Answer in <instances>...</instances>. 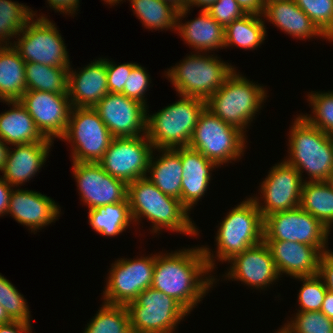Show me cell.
<instances>
[{"instance_id": "cell-1", "label": "cell", "mask_w": 333, "mask_h": 333, "mask_svg": "<svg viewBox=\"0 0 333 333\" xmlns=\"http://www.w3.org/2000/svg\"><path fill=\"white\" fill-rule=\"evenodd\" d=\"M160 253L155 254L151 287L173 297L190 313L219 280L210 274L200 246Z\"/></svg>"}, {"instance_id": "cell-2", "label": "cell", "mask_w": 333, "mask_h": 333, "mask_svg": "<svg viewBox=\"0 0 333 333\" xmlns=\"http://www.w3.org/2000/svg\"><path fill=\"white\" fill-rule=\"evenodd\" d=\"M127 198L133 222L138 224L141 218H147L153 225L152 233L167 229L189 236L199 234L190 211L180 200L161 192L147 177L128 184Z\"/></svg>"}, {"instance_id": "cell-3", "label": "cell", "mask_w": 333, "mask_h": 333, "mask_svg": "<svg viewBox=\"0 0 333 333\" xmlns=\"http://www.w3.org/2000/svg\"><path fill=\"white\" fill-rule=\"evenodd\" d=\"M216 233V256L207 246H201L209 268L215 269V259L227 262L237 254L263 242L264 218L250 197L227 213Z\"/></svg>"}, {"instance_id": "cell-4", "label": "cell", "mask_w": 333, "mask_h": 333, "mask_svg": "<svg viewBox=\"0 0 333 333\" xmlns=\"http://www.w3.org/2000/svg\"><path fill=\"white\" fill-rule=\"evenodd\" d=\"M290 127L287 163L295 167L309 182L329 181L333 173V141L331 135L310 125L297 115Z\"/></svg>"}, {"instance_id": "cell-5", "label": "cell", "mask_w": 333, "mask_h": 333, "mask_svg": "<svg viewBox=\"0 0 333 333\" xmlns=\"http://www.w3.org/2000/svg\"><path fill=\"white\" fill-rule=\"evenodd\" d=\"M236 71L234 68L220 89L206 100V108L246 135V128L267 99V91Z\"/></svg>"}, {"instance_id": "cell-6", "label": "cell", "mask_w": 333, "mask_h": 333, "mask_svg": "<svg viewBox=\"0 0 333 333\" xmlns=\"http://www.w3.org/2000/svg\"><path fill=\"white\" fill-rule=\"evenodd\" d=\"M173 104L153 115L146 110V137L155 149L188 147L198 118L206 108V101L196 97L181 96Z\"/></svg>"}, {"instance_id": "cell-7", "label": "cell", "mask_w": 333, "mask_h": 333, "mask_svg": "<svg viewBox=\"0 0 333 333\" xmlns=\"http://www.w3.org/2000/svg\"><path fill=\"white\" fill-rule=\"evenodd\" d=\"M214 54L195 52L165 71L178 95L207 100L220 89L234 66Z\"/></svg>"}, {"instance_id": "cell-8", "label": "cell", "mask_w": 333, "mask_h": 333, "mask_svg": "<svg viewBox=\"0 0 333 333\" xmlns=\"http://www.w3.org/2000/svg\"><path fill=\"white\" fill-rule=\"evenodd\" d=\"M246 137L238 128L225 123L205 108L188 147L221 166L241 159L248 142Z\"/></svg>"}, {"instance_id": "cell-9", "label": "cell", "mask_w": 333, "mask_h": 333, "mask_svg": "<svg viewBox=\"0 0 333 333\" xmlns=\"http://www.w3.org/2000/svg\"><path fill=\"white\" fill-rule=\"evenodd\" d=\"M132 333H173L190 314L177 300L152 287L126 305Z\"/></svg>"}, {"instance_id": "cell-10", "label": "cell", "mask_w": 333, "mask_h": 333, "mask_svg": "<svg viewBox=\"0 0 333 333\" xmlns=\"http://www.w3.org/2000/svg\"><path fill=\"white\" fill-rule=\"evenodd\" d=\"M34 17L16 36L13 46L25 62L45 64L53 67H70V59L62 35L45 15ZM20 36V37H19Z\"/></svg>"}, {"instance_id": "cell-11", "label": "cell", "mask_w": 333, "mask_h": 333, "mask_svg": "<svg viewBox=\"0 0 333 333\" xmlns=\"http://www.w3.org/2000/svg\"><path fill=\"white\" fill-rule=\"evenodd\" d=\"M113 137L94 108L73 107L62 141L71 143L72 162L98 163Z\"/></svg>"}, {"instance_id": "cell-12", "label": "cell", "mask_w": 333, "mask_h": 333, "mask_svg": "<svg viewBox=\"0 0 333 333\" xmlns=\"http://www.w3.org/2000/svg\"><path fill=\"white\" fill-rule=\"evenodd\" d=\"M327 228L300 207L264 217L263 241H292L328 251Z\"/></svg>"}, {"instance_id": "cell-13", "label": "cell", "mask_w": 333, "mask_h": 333, "mask_svg": "<svg viewBox=\"0 0 333 333\" xmlns=\"http://www.w3.org/2000/svg\"><path fill=\"white\" fill-rule=\"evenodd\" d=\"M154 266L155 255L120 258L112 263L103 288V303L126 306L134 301L142 291L151 287Z\"/></svg>"}, {"instance_id": "cell-14", "label": "cell", "mask_w": 333, "mask_h": 333, "mask_svg": "<svg viewBox=\"0 0 333 333\" xmlns=\"http://www.w3.org/2000/svg\"><path fill=\"white\" fill-rule=\"evenodd\" d=\"M303 179L298 170L285 160L272 166L261 182L260 197L251 196L263 218L299 207L303 182L307 181Z\"/></svg>"}, {"instance_id": "cell-15", "label": "cell", "mask_w": 333, "mask_h": 333, "mask_svg": "<svg viewBox=\"0 0 333 333\" xmlns=\"http://www.w3.org/2000/svg\"><path fill=\"white\" fill-rule=\"evenodd\" d=\"M153 151L152 143L146 135L113 138L98 163L111 176L129 184L146 177Z\"/></svg>"}, {"instance_id": "cell-16", "label": "cell", "mask_w": 333, "mask_h": 333, "mask_svg": "<svg viewBox=\"0 0 333 333\" xmlns=\"http://www.w3.org/2000/svg\"><path fill=\"white\" fill-rule=\"evenodd\" d=\"M72 166L81 201L89 209L127 199L128 184L111 176L99 163L73 162Z\"/></svg>"}, {"instance_id": "cell-17", "label": "cell", "mask_w": 333, "mask_h": 333, "mask_svg": "<svg viewBox=\"0 0 333 333\" xmlns=\"http://www.w3.org/2000/svg\"><path fill=\"white\" fill-rule=\"evenodd\" d=\"M19 101L45 138L53 141L63 137L73 108L68 95L27 90Z\"/></svg>"}, {"instance_id": "cell-18", "label": "cell", "mask_w": 333, "mask_h": 333, "mask_svg": "<svg viewBox=\"0 0 333 333\" xmlns=\"http://www.w3.org/2000/svg\"><path fill=\"white\" fill-rule=\"evenodd\" d=\"M113 138L146 134L147 107L124 94L108 93L94 107Z\"/></svg>"}, {"instance_id": "cell-19", "label": "cell", "mask_w": 333, "mask_h": 333, "mask_svg": "<svg viewBox=\"0 0 333 333\" xmlns=\"http://www.w3.org/2000/svg\"><path fill=\"white\" fill-rule=\"evenodd\" d=\"M227 262L231 265L229 271L225 272L226 275H223L225 279L243 282L257 290L266 289L280 277L264 241L235 255Z\"/></svg>"}, {"instance_id": "cell-20", "label": "cell", "mask_w": 333, "mask_h": 333, "mask_svg": "<svg viewBox=\"0 0 333 333\" xmlns=\"http://www.w3.org/2000/svg\"><path fill=\"white\" fill-rule=\"evenodd\" d=\"M15 190V191H14ZM61 208L50 197L33 190L12 189L7 214L37 232L60 216Z\"/></svg>"}, {"instance_id": "cell-21", "label": "cell", "mask_w": 333, "mask_h": 333, "mask_svg": "<svg viewBox=\"0 0 333 333\" xmlns=\"http://www.w3.org/2000/svg\"><path fill=\"white\" fill-rule=\"evenodd\" d=\"M68 69L67 93L73 107L94 108L109 93L106 58H98L81 70Z\"/></svg>"}, {"instance_id": "cell-22", "label": "cell", "mask_w": 333, "mask_h": 333, "mask_svg": "<svg viewBox=\"0 0 333 333\" xmlns=\"http://www.w3.org/2000/svg\"><path fill=\"white\" fill-rule=\"evenodd\" d=\"M275 262L278 274L293 277L319 273L322 253L314 246L292 241H264Z\"/></svg>"}, {"instance_id": "cell-23", "label": "cell", "mask_w": 333, "mask_h": 333, "mask_svg": "<svg viewBox=\"0 0 333 333\" xmlns=\"http://www.w3.org/2000/svg\"><path fill=\"white\" fill-rule=\"evenodd\" d=\"M182 164L181 203L190 211L209 188L211 172L219 166L189 147L175 148Z\"/></svg>"}, {"instance_id": "cell-24", "label": "cell", "mask_w": 333, "mask_h": 333, "mask_svg": "<svg viewBox=\"0 0 333 333\" xmlns=\"http://www.w3.org/2000/svg\"><path fill=\"white\" fill-rule=\"evenodd\" d=\"M53 143L46 138L41 142L15 145L14 150L10 148L3 179L15 188L31 180L45 165Z\"/></svg>"}, {"instance_id": "cell-25", "label": "cell", "mask_w": 333, "mask_h": 333, "mask_svg": "<svg viewBox=\"0 0 333 333\" xmlns=\"http://www.w3.org/2000/svg\"><path fill=\"white\" fill-rule=\"evenodd\" d=\"M189 11L190 8L187 7L177 13L176 31L183 41L192 48L194 47L193 49L196 52H208L210 54L209 51L225 48L224 27L216 22L204 9H201L198 17L183 24L182 20Z\"/></svg>"}, {"instance_id": "cell-26", "label": "cell", "mask_w": 333, "mask_h": 333, "mask_svg": "<svg viewBox=\"0 0 333 333\" xmlns=\"http://www.w3.org/2000/svg\"><path fill=\"white\" fill-rule=\"evenodd\" d=\"M262 17L293 38L299 40L312 37L328 39L294 0H276L264 4Z\"/></svg>"}, {"instance_id": "cell-27", "label": "cell", "mask_w": 333, "mask_h": 333, "mask_svg": "<svg viewBox=\"0 0 333 333\" xmlns=\"http://www.w3.org/2000/svg\"><path fill=\"white\" fill-rule=\"evenodd\" d=\"M3 102L12 106L10 110L0 114V138L3 141L13 147L46 139L19 100Z\"/></svg>"}, {"instance_id": "cell-28", "label": "cell", "mask_w": 333, "mask_h": 333, "mask_svg": "<svg viewBox=\"0 0 333 333\" xmlns=\"http://www.w3.org/2000/svg\"><path fill=\"white\" fill-rule=\"evenodd\" d=\"M162 153L149 160L146 177L164 194L181 202L182 164L180 154L175 149H155Z\"/></svg>"}, {"instance_id": "cell-29", "label": "cell", "mask_w": 333, "mask_h": 333, "mask_svg": "<svg viewBox=\"0 0 333 333\" xmlns=\"http://www.w3.org/2000/svg\"><path fill=\"white\" fill-rule=\"evenodd\" d=\"M26 91L25 61L13 45L0 46V99L19 100Z\"/></svg>"}, {"instance_id": "cell-30", "label": "cell", "mask_w": 333, "mask_h": 333, "mask_svg": "<svg viewBox=\"0 0 333 333\" xmlns=\"http://www.w3.org/2000/svg\"><path fill=\"white\" fill-rule=\"evenodd\" d=\"M88 221L95 232L102 236L115 237L134 224L128 198L120 203H112L88 209Z\"/></svg>"}, {"instance_id": "cell-31", "label": "cell", "mask_w": 333, "mask_h": 333, "mask_svg": "<svg viewBox=\"0 0 333 333\" xmlns=\"http://www.w3.org/2000/svg\"><path fill=\"white\" fill-rule=\"evenodd\" d=\"M262 15L246 14L228 24L225 30V48L237 46L245 50H255L264 43L266 37L265 20Z\"/></svg>"}, {"instance_id": "cell-32", "label": "cell", "mask_w": 333, "mask_h": 333, "mask_svg": "<svg viewBox=\"0 0 333 333\" xmlns=\"http://www.w3.org/2000/svg\"><path fill=\"white\" fill-rule=\"evenodd\" d=\"M299 207L328 228L333 222V186L331 183L329 181H304Z\"/></svg>"}, {"instance_id": "cell-33", "label": "cell", "mask_w": 333, "mask_h": 333, "mask_svg": "<svg viewBox=\"0 0 333 333\" xmlns=\"http://www.w3.org/2000/svg\"><path fill=\"white\" fill-rule=\"evenodd\" d=\"M69 67H53L45 64L25 62L27 90H38L68 95Z\"/></svg>"}, {"instance_id": "cell-34", "label": "cell", "mask_w": 333, "mask_h": 333, "mask_svg": "<svg viewBox=\"0 0 333 333\" xmlns=\"http://www.w3.org/2000/svg\"><path fill=\"white\" fill-rule=\"evenodd\" d=\"M136 17L150 30L175 29L177 13L171 5L162 0H129Z\"/></svg>"}, {"instance_id": "cell-35", "label": "cell", "mask_w": 333, "mask_h": 333, "mask_svg": "<svg viewBox=\"0 0 333 333\" xmlns=\"http://www.w3.org/2000/svg\"><path fill=\"white\" fill-rule=\"evenodd\" d=\"M33 17V10L23 3L0 0V46L13 45L10 40L16 38Z\"/></svg>"}, {"instance_id": "cell-36", "label": "cell", "mask_w": 333, "mask_h": 333, "mask_svg": "<svg viewBox=\"0 0 333 333\" xmlns=\"http://www.w3.org/2000/svg\"><path fill=\"white\" fill-rule=\"evenodd\" d=\"M102 304L83 333H132L125 305Z\"/></svg>"}, {"instance_id": "cell-37", "label": "cell", "mask_w": 333, "mask_h": 333, "mask_svg": "<svg viewBox=\"0 0 333 333\" xmlns=\"http://www.w3.org/2000/svg\"><path fill=\"white\" fill-rule=\"evenodd\" d=\"M312 114H300L310 125L333 136V91H312L307 95ZM314 114V115H313Z\"/></svg>"}, {"instance_id": "cell-38", "label": "cell", "mask_w": 333, "mask_h": 333, "mask_svg": "<svg viewBox=\"0 0 333 333\" xmlns=\"http://www.w3.org/2000/svg\"><path fill=\"white\" fill-rule=\"evenodd\" d=\"M293 318L282 326L287 333H333V321L321 311H297Z\"/></svg>"}, {"instance_id": "cell-39", "label": "cell", "mask_w": 333, "mask_h": 333, "mask_svg": "<svg viewBox=\"0 0 333 333\" xmlns=\"http://www.w3.org/2000/svg\"><path fill=\"white\" fill-rule=\"evenodd\" d=\"M26 299L6 277L0 274V304L13 321L31 323Z\"/></svg>"}, {"instance_id": "cell-40", "label": "cell", "mask_w": 333, "mask_h": 333, "mask_svg": "<svg viewBox=\"0 0 333 333\" xmlns=\"http://www.w3.org/2000/svg\"><path fill=\"white\" fill-rule=\"evenodd\" d=\"M317 28L333 41V0H294Z\"/></svg>"}, {"instance_id": "cell-41", "label": "cell", "mask_w": 333, "mask_h": 333, "mask_svg": "<svg viewBox=\"0 0 333 333\" xmlns=\"http://www.w3.org/2000/svg\"><path fill=\"white\" fill-rule=\"evenodd\" d=\"M302 281L299 290L298 311H320L326 292L328 291L322 277L319 274L312 276L296 277L295 280Z\"/></svg>"}, {"instance_id": "cell-42", "label": "cell", "mask_w": 333, "mask_h": 333, "mask_svg": "<svg viewBox=\"0 0 333 333\" xmlns=\"http://www.w3.org/2000/svg\"><path fill=\"white\" fill-rule=\"evenodd\" d=\"M150 80L151 78L147 70L143 66L137 64L131 72H127V80L123 88V94L148 107L146 104L147 102L145 101V93L148 91L151 83Z\"/></svg>"}, {"instance_id": "cell-43", "label": "cell", "mask_w": 333, "mask_h": 333, "mask_svg": "<svg viewBox=\"0 0 333 333\" xmlns=\"http://www.w3.org/2000/svg\"><path fill=\"white\" fill-rule=\"evenodd\" d=\"M206 11L224 28L234 20L246 15L236 0H216Z\"/></svg>"}, {"instance_id": "cell-44", "label": "cell", "mask_w": 333, "mask_h": 333, "mask_svg": "<svg viewBox=\"0 0 333 333\" xmlns=\"http://www.w3.org/2000/svg\"><path fill=\"white\" fill-rule=\"evenodd\" d=\"M137 64L127 62L117 65L112 60L106 59L107 87L110 93L123 94L127 72H131Z\"/></svg>"}, {"instance_id": "cell-45", "label": "cell", "mask_w": 333, "mask_h": 333, "mask_svg": "<svg viewBox=\"0 0 333 333\" xmlns=\"http://www.w3.org/2000/svg\"><path fill=\"white\" fill-rule=\"evenodd\" d=\"M327 288V290L333 293V252L328 250L322 253L319 262L318 273Z\"/></svg>"}, {"instance_id": "cell-46", "label": "cell", "mask_w": 333, "mask_h": 333, "mask_svg": "<svg viewBox=\"0 0 333 333\" xmlns=\"http://www.w3.org/2000/svg\"><path fill=\"white\" fill-rule=\"evenodd\" d=\"M79 3V0H47V4H49L50 8L60 13L70 14L73 17V14L76 13L79 7Z\"/></svg>"}, {"instance_id": "cell-47", "label": "cell", "mask_w": 333, "mask_h": 333, "mask_svg": "<svg viewBox=\"0 0 333 333\" xmlns=\"http://www.w3.org/2000/svg\"><path fill=\"white\" fill-rule=\"evenodd\" d=\"M13 188L0 176V216L2 217L7 215L9 199Z\"/></svg>"}, {"instance_id": "cell-48", "label": "cell", "mask_w": 333, "mask_h": 333, "mask_svg": "<svg viewBox=\"0 0 333 333\" xmlns=\"http://www.w3.org/2000/svg\"><path fill=\"white\" fill-rule=\"evenodd\" d=\"M32 323L22 321H12L8 324L0 325V333H32Z\"/></svg>"}, {"instance_id": "cell-49", "label": "cell", "mask_w": 333, "mask_h": 333, "mask_svg": "<svg viewBox=\"0 0 333 333\" xmlns=\"http://www.w3.org/2000/svg\"><path fill=\"white\" fill-rule=\"evenodd\" d=\"M246 14L262 15L264 10L263 0H236Z\"/></svg>"}, {"instance_id": "cell-50", "label": "cell", "mask_w": 333, "mask_h": 333, "mask_svg": "<svg viewBox=\"0 0 333 333\" xmlns=\"http://www.w3.org/2000/svg\"><path fill=\"white\" fill-rule=\"evenodd\" d=\"M320 311L333 321V293L326 292Z\"/></svg>"}, {"instance_id": "cell-51", "label": "cell", "mask_w": 333, "mask_h": 333, "mask_svg": "<svg viewBox=\"0 0 333 333\" xmlns=\"http://www.w3.org/2000/svg\"><path fill=\"white\" fill-rule=\"evenodd\" d=\"M9 149H10V147L8 146V144L0 138V171L1 172H3V169L5 168Z\"/></svg>"}, {"instance_id": "cell-52", "label": "cell", "mask_w": 333, "mask_h": 333, "mask_svg": "<svg viewBox=\"0 0 333 333\" xmlns=\"http://www.w3.org/2000/svg\"><path fill=\"white\" fill-rule=\"evenodd\" d=\"M215 1L216 0H187L188 8L198 6V8L201 7L204 10H206Z\"/></svg>"}, {"instance_id": "cell-53", "label": "cell", "mask_w": 333, "mask_h": 333, "mask_svg": "<svg viewBox=\"0 0 333 333\" xmlns=\"http://www.w3.org/2000/svg\"><path fill=\"white\" fill-rule=\"evenodd\" d=\"M167 4L171 5L178 12L186 9L188 7L187 0H162Z\"/></svg>"}, {"instance_id": "cell-54", "label": "cell", "mask_w": 333, "mask_h": 333, "mask_svg": "<svg viewBox=\"0 0 333 333\" xmlns=\"http://www.w3.org/2000/svg\"><path fill=\"white\" fill-rule=\"evenodd\" d=\"M13 320L9 317L4 307L0 304V325L11 323Z\"/></svg>"}, {"instance_id": "cell-55", "label": "cell", "mask_w": 333, "mask_h": 333, "mask_svg": "<svg viewBox=\"0 0 333 333\" xmlns=\"http://www.w3.org/2000/svg\"><path fill=\"white\" fill-rule=\"evenodd\" d=\"M104 2H106L109 5H115L116 3H120L121 1L123 2V0H103Z\"/></svg>"}, {"instance_id": "cell-56", "label": "cell", "mask_w": 333, "mask_h": 333, "mask_svg": "<svg viewBox=\"0 0 333 333\" xmlns=\"http://www.w3.org/2000/svg\"><path fill=\"white\" fill-rule=\"evenodd\" d=\"M332 226H333V222H332L331 225L327 228V237H329V234H330V231H331Z\"/></svg>"}, {"instance_id": "cell-57", "label": "cell", "mask_w": 333, "mask_h": 333, "mask_svg": "<svg viewBox=\"0 0 333 333\" xmlns=\"http://www.w3.org/2000/svg\"><path fill=\"white\" fill-rule=\"evenodd\" d=\"M275 333H287L285 330H283L282 328H279V330Z\"/></svg>"}, {"instance_id": "cell-58", "label": "cell", "mask_w": 333, "mask_h": 333, "mask_svg": "<svg viewBox=\"0 0 333 333\" xmlns=\"http://www.w3.org/2000/svg\"><path fill=\"white\" fill-rule=\"evenodd\" d=\"M329 182H330L331 185L333 186V173H332V175H331V177H330V179H329Z\"/></svg>"}, {"instance_id": "cell-59", "label": "cell", "mask_w": 333, "mask_h": 333, "mask_svg": "<svg viewBox=\"0 0 333 333\" xmlns=\"http://www.w3.org/2000/svg\"><path fill=\"white\" fill-rule=\"evenodd\" d=\"M272 1H276V0H263L264 4L272 2Z\"/></svg>"}]
</instances>
